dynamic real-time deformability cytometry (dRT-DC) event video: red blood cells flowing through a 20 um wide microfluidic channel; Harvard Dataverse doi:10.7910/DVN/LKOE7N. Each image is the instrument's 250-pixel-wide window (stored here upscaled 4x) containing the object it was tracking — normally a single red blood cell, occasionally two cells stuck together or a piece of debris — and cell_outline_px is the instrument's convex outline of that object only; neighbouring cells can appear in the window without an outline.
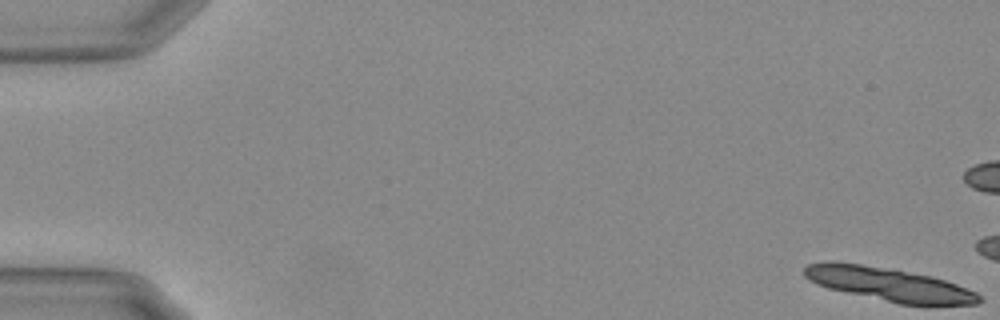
{"species": "Egyptian fruit bat (a non-hibernating species)", "species_latin": "Rousettus aegyptiacus", "temperature_condition": "warm", "stored_images_in_passage": 12, "camera_frame_rate_fps": 3000, "um_per_image_px": 0.085, "animal": {"sex": "female"}, "frame": {"image": 1, "passage_image": 1, "time_ms": 0.0, "image_size_px": [1000, 320], "cell_outline_px": [[984, 300], [976, 304], [900, 304], [828, 288], [804, 276], [804, 268], [808, 264], [828, 260], [860, 264], [928, 276], [944, 280], [956, 284], [976, 292]], "centroid_in_image_um": [75.54, 24.16], "position_along_channel_um": 9.5, "area_um2": 33.18}}